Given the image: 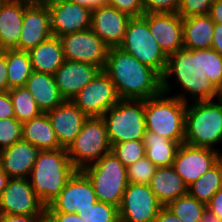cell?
I'll return each mask as SVG.
<instances>
[{
  "label": "cell",
  "mask_w": 222,
  "mask_h": 222,
  "mask_svg": "<svg viewBox=\"0 0 222 222\" xmlns=\"http://www.w3.org/2000/svg\"><path fill=\"white\" fill-rule=\"evenodd\" d=\"M59 38L66 60L93 64L100 70L104 69L109 47L91 28Z\"/></svg>",
  "instance_id": "8fae6325"
},
{
  "label": "cell",
  "mask_w": 222,
  "mask_h": 222,
  "mask_svg": "<svg viewBox=\"0 0 222 222\" xmlns=\"http://www.w3.org/2000/svg\"><path fill=\"white\" fill-rule=\"evenodd\" d=\"M102 118L111 146L130 140H143L146 132L144 100L120 99Z\"/></svg>",
  "instance_id": "52a82bcc"
},
{
  "label": "cell",
  "mask_w": 222,
  "mask_h": 222,
  "mask_svg": "<svg viewBox=\"0 0 222 222\" xmlns=\"http://www.w3.org/2000/svg\"><path fill=\"white\" fill-rule=\"evenodd\" d=\"M222 143V100L187 102L184 143L194 147L214 146Z\"/></svg>",
  "instance_id": "277c9868"
},
{
  "label": "cell",
  "mask_w": 222,
  "mask_h": 222,
  "mask_svg": "<svg viewBox=\"0 0 222 222\" xmlns=\"http://www.w3.org/2000/svg\"><path fill=\"white\" fill-rule=\"evenodd\" d=\"M214 25L208 14L183 18V48H212Z\"/></svg>",
  "instance_id": "4316f807"
},
{
  "label": "cell",
  "mask_w": 222,
  "mask_h": 222,
  "mask_svg": "<svg viewBox=\"0 0 222 222\" xmlns=\"http://www.w3.org/2000/svg\"><path fill=\"white\" fill-rule=\"evenodd\" d=\"M153 222H183L166 206H162Z\"/></svg>",
  "instance_id": "7dc6e473"
},
{
  "label": "cell",
  "mask_w": 222,
  "mask_h": 222,
  "mask_svg": "<svg viewBox=\"0 0 222 222\" xmlns=\"http://www.w3.org/2000/svg\"><path fill=\"white\" fill-rule=\"evenodd\" d=\"M100 69L93 64L66 60L54 73L55 82L65 100H72Z\"/></svg>",
  "instance_id": "44dd1931"
},
{
  "label": "cell",
  "mask_w": 222,
  "mask_h": 222,
  "mask_svg": "<svg viewBox=\"0 0 222 222\" xmlns=\"http://www.w3.org/2000/svg\"><path fill=\"white\" fill-rule=\"evenodd\" d=\"M203 71L219 91L222 89V56L214 49H202Z\"/></svg>",
  "instance_id": "d590c367"
},
{
  "label": "cell",
  "mask_w": 222,
  "mask_h": 222,
  "mask_svg": "<svg viewBox=\"0 0 222 222\" xmlns=\"http://www.w3.org/2000/svg\"><path fill=\"white\" fill-rule=\"evenodd\" d=\"M32 69L35 72L54 73L65 61L62 43L59 37L51 36L46 41L28 51Z\"/></svg>",
  "instance_id": "484cf974"
},
{
  "label": "cell",
  "mask_w": 222,
  "mask_h": 222,
  "mask_svg": "<svg viewBox=\"0 0 222 222\" xmlns=\"http://www.w3.org/2000/svg\"><path fill=\"white\" fill-rule=\"evenodd\" d=\"M40 149L25 140H19L0 151L1 169L10 178H29Z\"/></svg>",
  "instance_id": "7402d4cb"
},
{
  "label": "cell",
  "mask_w": 222,
  "mask_h": 222,
  "mask_svg": "<svg viewBox=\"0 0 222 222\" xmlns=\"http://www.w3.org/2000/svg\"><path fill=\"white\" fill-rule=\"evenodd\" d=\"M85 222H119L118 208L101 201L77 213Z\"/></svg>",
  "instance_id": "e575fe53"
},
{
  "label": "cell",
  "mask_w": 222,
  "mask_h": 222,
  "mask_svg": "<svg viewBox=\"0 0 222 222\" xmlns=\"http://www.w3.org/2000/svg\"><path fill=\"white\" fill-rule=\"evenodd\" d=\"M221 159L222 154L218 150L182 143L176 152L172 166L184 183L189 186Z\"/></svg>",
  "instance_id": "9a60e30c"
},
{
  "label": "cell",
  "mask_w": 222,
  "mask_h": 222,
  "mask_svg": "<svg viewBox=\"0 0 222 222\" xmlns=\"http://www.w3.org/2000/svg\"><path fill=\"white\" fill-rule=\"evenodd\" d=\"M30 2L0 1V50L15 49L19 45L24 9Z\"/></svg>",
  "instance_id": "603a6c76"
},
{
  "label": "cell",
  "mask_w": 222,
  "mask_h": 222,
  "mask_svg": "<svg viewBox=\"0 0 222 222\" xmlns=\"http://www.w3.org/2000/svg\"><path fill=\"white\" fill-rule=\"evenodd\" d=\"M212 49L222 56V24L215 23Z\"/></svg>",
  "instance_id": "c3c4849f"
},
{
  "label": "cell",
  "mask_w": 222,
  "mask_h": 222,
  "mask_svg": "<svg viewBox=\"0 0 222 222\" xmlns=\"http://www.w3.org/2000/svg\"><path fill=\"white\" fill-rule=\"evenodd\" d=\"M149 185L162 206H167L178 197L188 194V186L173 166L156 168Z\"/></svg>",
  "instance_id": "cb8c5ba5"
},
{
  "label": "cell",
  "mask_w": 222,
  "mask_h": 222,
  "mask_svg": "<svg viewBox=\"0 0 222 222\" xmlns=\"http://www.w3.org/2000/svg\"><path fill=\"white\" fill-rule=\"evenodd\" d=\"M174 76V83L182 88L183 93L171 95L181 101L190 100H214L220 98V91L207 80V75L203 71L202 49L190 50L180 49L167 58V66L162 76V92L170 94L172 91L171 83L168 81Z\"/></svg>",
  "instance_id": "7a4b0ae2"
},
{
  "label": "cell",
  "mask_w": 222,
  "mask_h": 222,
  "mask_svg": "<svg viewBox=\"0 0 222 222\" xmlns=\"http://www.w3.org/2000/svg\"><path fill=\"white\" fill-rule=\"evenodd\" d=\"M13 103L15 118L24 123L42 114V111L35 102L25 86L15 87L9 90Z\"/></svg>",
  "instance_id": "1f68e13d"
},
{
  "label": "cell",
  "mask_w": 222,
  "mask_h": 222,
  "mask_svg": "<svg viewBox=\"0 0 222 222\" xmlns=\"http://www.w3.org/2000/svg\"><path fill=\"white\" fill-rule=\"evenodd\" d=\"M119 48L130 53L136 60L154 69L161 77L167 66V56L150 32L148 21L133 17L127 27Z\"/></svg>",
  "instance_id": "9c48e42d"
},
{
  "label": "cell",
  "mask_w": 222,
  "mask_h": 222,
  "mask_svg": "<svg viewBox=\"0 0 222 222\" xmlns=\"http://www.w3.org/2000/svg\"><path fill=\"white\" fill-rule=\"evenodd\" d=\"M207 208L220 219H222V187L213 195Z\"/></svg>",
  "instance_id": "bcb514c9"
},
{
  "label": "cell",
  "mask_w": 222,
  "mask_h": 222,
  "mask_svg": "<svg viewBox=\"0 0 222 222\" xmlns=\"http://www.w3.org/2000/svg\"><path fill=\"white\" fill-rule=\"evenodd\" d=\"M143 17L167 57L183 48V18L178 13H150Z\"/></svg>",
  "instance_id": "ac0fdd59"
},
{
  "label": "cell",
  "mask_w": 222,
  "mask_h": 222,
  "mask_svg": "<svg viewBox=\"0 0 222 222\" xmlns=\"http://www.w3.org/2000/svg\"><path fill=\"white\" fill-rule=\"evenodd\" d=\"M76 170L65 148L41 150L29 179L35 194L47 207L59 196Z\"/></svg>",
  "instance_id": "3957f363"
},
{
  "label": "cell",
  "mask_w": 222,
  "mask_h": 222,
  "mask_svg": "<svg viewBox=\"0 0 222 222\" xmlns=\"http://www.w3.org/2000/svg\"><path fill=\"white\" fill-rule=\"evenodd\" d=\"M199 222H222L218 216L213 214L208 208L203 212L202 219Z\"/></svg>",
  "instance_id": "816d5d0a"
},
{
  "label": "cell",
  "mask_w": 222,
  "mask_h": 222,
  "mask_svg": "<svg viewBox=\"0 0 222 222\" xmlns=\"http://www.w3.org/2000/svg\"><path fill=\"white\" fill-rule=\"evenodd\" d=\"M208 15L214 23L222 24V0H215L212 3Z\"/></svg>",
  "instance_id": "681fc988"
},
{
  "label": "cell",
  "mask_w": 222,
  "mask_h": 222,
  "mask_svg": "<svg viewBox=\"0 0 222 222\" xmlns=\"http://www.w3.org/2000/svg\"><path fill=\"white\" fill-rule=\"evenodd\" d=\"M146 157L158 168L172 166L176 152L180 146L178 142L171 141L156 133L146 131L143 136Z\"/></svg>",
  "instance_id": "f1b7e54d"
},
{
  "label": "cell",
  "mask_w": 222,
  "mask_h": 222,
  "mask_svg": "<svg viewBox=\"0 0 222 222\" xmlns=\"http://www.w3.org/2000/svg\"><path fill=\"white\" fill-rule=\"evenodd\" d=\"M0 222H45V215L0 214Z\"/></svg>",
  "instance_id": "ee69618b"
},
{
  "label": "cell",
  "mask_w": 222,
  "mask_h": 222,
  "mask_svg": "<svg viewBox=\"0 0 222 222\" xmlns=\"http://www.w3.org/2000/svg\"><path fill=\"white\" fill-rule=\"evenodd\" d=\"M23 140L22 123L16 118L0 119V151Z\"/></svg>",
  "instance_id": "74e56055"
},
{
  "label": "cell",
  "mask_w": 222,
  "mask_h": 222,
  "mask_svg": "<svg viewBox=\"0 0 222 222\" xmlns=\"http://www.w3.org/2000/svg\"><path fill=\"white\" fill-rule=\"evenodd\" d=\"M131 18L106 4L92 10L91 29L109 48L119 47Z\"/></svg>",
  "instance_id": "d6986e66"
},
{
  "label": "cell",
  "mask_w": 222,
  "mask_h": 222,
  "mask_svg": "<svg viewBox=\"0 0 222 222\" xmlns=\"http://www.w3.org/2000/svg\"><path fill=\"white\" fill-rule=\"evenodd\" d=\"M45 222H85L77 213H45Z\"/></svg>",
  "instance_id": "7bdbcfd3"
},
{
  "label": "cell",
  "mask_w": 222,
  "mask_h": 222,
  "mask_svg": "<svg viewBox=\"0 0 222 222\" xmlns=\"http://www.w3.org/2000/svg\"><path fill=\"white\" fill-rule=\"evenodd\" d=\"M111 152L126 168L135 161L146 156V149L143 140H130L113 144L111 146Z\"/></svg>",
  "instance_id": "836d02e7"
},
{
  "label": "cell",
  "mask_w": 222,
  "mask_h": 222,
  "mask_svg": "<svg viewBox=\"0 0 222 222\" xmlns=\"http://www.w3.org/2000/svg\"><path fill=\"white\" fill-rule=\"evenodd\" d=\"M120 100L108 75L100 70L71 101L88 117H102Z\"/></svg>",
  "instance_id": "30bf717a"
},
{
  "label": "cell",
  "mask_w": 222,
  "mask_h": 222,
  "mask_svg": "<svg viewBox=\"0 0 222 222\" xmlns=\"http://www.w3.org/2000/svg\"><path fill=\"white\" fill-rule=\"evenodd\" d=\"M161 207L150 185L129 183L118 208L119 222H153Z\"/></svg>",
  "instance_id": "7c38bea8"
},
{
  "label": "cell",
  "mask_w": 222,
  "mask_h": 222,
  "mask_svg": "<svg viewBox=\"0 0 222 222\" xmlns=\"http://www.w3.org/2000/svg\"><path fill=\"white\" fill-rule=\"evenodd\" d=\"M8 91V68L6 54L0 50V92Z\"/></svg>",
  "instance_id": "f6af8a7d"
},
{
  "label": "cell",
  "mask_w": 222,
  "mask_h": 222,
  "mask_svg": "<svg viewBox=\"0 0 222 222\" xmlns=\"http://www.w3.org/2000/svg\"><path fill=\"white\" fill-rule=\"evenodd\" d=\"M25 87L33 96L42 113H47L65 99L57 88L54 75L33 71Z\"/></svg>",
  "instance_id": "d4e9b609"
},
{
  "label": "cell",
  "mask_w": 222,
  "mask_h": 222,
  "mask_svg": "<svg viewBox=\"0 0 222 222\" xmlns=\"http://www.w3.org/2000/svg\"><path fill=\"white\" fill-rule=\"evenodd\" d=\"M181 0H142L144 13H178Z\"/></svg>",
  "instance_id": "ab89813d"
},
{
  "label": "cell",
  "mask_w": 222,
  "mask_h": 222,
  "mask_svg": "<svg viewBox=\"0 0 222 222\" xmlns=\"http://www.w3.org/2000/svg\"><path fill=\"white\" fill-rule=\"evenodd\" d=\"M107 5L115 7L132 18L145 14L142 0H107Z\"/></svg>",
  "instance_id": "60d3db41"
},
{
  "label": "cell",
  "mask_w": 222,
  "mask_h": 222,
  "mask_svg": "<svg viewBox=\"0 0 222 222\" xmlns=\"http://www.w3.org/2000/svg\"><path fill=\"white\" fill-rule=\"evenodd\" d=\"M23 140L40 150H56L62 148L56 138L54 129L47 113H42L22 123Z\"/></svg>",
  "instance_id": "83f0119b"
},
{
  "label": "cell",
  "mask_w": 222,
  "mask_h": 222,
  "mask_svg": "<svg viewBox=\"0 0 222 222\" xmlns=\"http://www.w3.org/2000/svg\"><path fill=\"white\" fill-rule=\"evenodd\" d=\"M156 168L157 167L145 156L127 167L128 182L149 185Z\"/></svg>",
  "instance_id": "8d00e7d4"
},
{
  "label": "cell",
  "mask_w": 222,
  "mask_h": 222,
  "mask_svg": "<svg viewBox=\"0 0 222 222\" xmlns=\"http://www.w3.org/2000/svg\"><path fill=\"white\" fill-rule=\"evenodd\" d=\"M47 115L60 146L65 149L75 140L88 118L71 100H64Z\"/></svg>",
  "instance_id": "ffe728a7"
},
{
  "label": "cell",
  "mask_w": 222,
  "mask_h": 222,
  "mask_svg": "<svg viewBox=\"0 0 222 222\" xmlns=\"http://www.w3.org/2000/svg\"><path fill=\"white\" fill-rule=\"evenodd\" d=\"M23 1H27L30 3H41V2H45L46 0H23Z\"/></svg>",
  "instance_id": "db71d44e"
},
{
  "label": "cell",
  "mask_w": 222,
  "mask_h": 222,
  "mask_svg": "<svg viewBox=\"0 0 222 222\" xmlns=\"http://www.w3.org/2000/svg\"><path fill=\"white\" fill-rule=\"evenodd\" d=\"M66 1L77 3L91 10L107 4V0H66Z\"/></svg>",
  "instance_id": "f907efd6"
},
{
  "label": "cell",
  "mask_w": 222,
  "mask_h": 222,
  "mask_svg": "<svg viewBox=\"0 0 222 222\" xmlns=\"http://www.w3.org/2000/svg\"><path fill=\"white\" fill-rule=\"evenodd\" d=\"M220 99L222 100V89L220 90Z\"/></svg>",
  "instance_id": "11a10c76"
},
{
  "label": "cell",
  "mask_w": 222,
  "mask_h": 222,
  "mask_svg": "<svg viewBox=\"0 0 222 222\" xmlns=\"http://www.w3.org/2000/svg\"><path fill=\"white\" fill-rule=\"evenodd\" d=\"M66 150L77 170H82L110 153L111 144L105 120L102 117L87 118L82 130Z\"/></svg>",
  "instance_id": "ba28073f"
},
{
  "label": "cell",
  "mask_w": 222,
  "mask_h": 222,
  "mask_svg": "<svg viewBox=\"0 0 222 222\" xmlns=\"http://www.w3.org/2000/svg\"><path fill=\"white\" fill-rule=\"evenodd\" d=\"M215 0H181L178 14L182 18L206 15Z\"/></svg>",
  "instance_id": "f35d334b"
},
{
  "label": "cell",
  "mask_w": 222,
  "mask_h": 222,
  "mask_svg": "<svg viewBox=\"0 0 222 222\" xmlns=\"http://www.w3.org/2000/svg\"><path fill=\"white\" fill-rule=\"evenodd\" d=\"M15 118L9 91L0 92V119Z\"/></svg>",
  "instance_id": "b9f144b4"
},
{
  "label": "cell",
  "mask_w": 222,
  "mask_h": 222,
  "mask_svg": "<svg viewBox=\"0 0 222 222\" xmlns=\"http://www.w3.org/2000/svg\"><path fill=\"white\" fill-rule=\"evenodd\" d=\"M10 177L0 168V196L2 195L3 190L7 186Z\"/></svg>",
  "instance_id": "f5cc1de1"
},
{
  "label": "cell",
  "mask_w": 222,
  "mask_h": 222,
  "mask_svg": "<svg viewBox=\"0 0 222 222\" xmlns=\"http://www.w3.org/2000/svg\"><path fill=\"white\" fill-rule=\"evenodd\" d=\"M46 206L35 194L29 178H10L0 196V214L45 215Z\"/></svg>",
  "instance_id": "4fadbf2b"
},
{
  "label": "cell",
  "mask_w": 222,
  "mask_h": 222,
  "mask_svg": "<svg viewBox=\"0 0 222 222\" xmlns=\"http://www.w3.org/2000/svg\"><path fill=\"white\" fill-rule=\"evenodd\" d=\"M81 171L89 178L98 201L119 208L129 182L127 168L112 152Z\"/></svg>",
  "instance_id": "8992f818"
},
{
  "label": "cell",
  "mask_w": 222,
  "mask_h": 222,
  "mask_svg": "<svg viewBox=\"0 0 222 222\" xmlns=\"http://www.w3.org/2000/svg\"><path fill=\"white\" fill-rule=\"evenodd\" d=\"M103 71L114 83L120 99L146 100L162 92V77L119 47L108 49Z\"/></svg>",
  "instance_id": "6da1fadb"
},
{
  "label": "cell",
  "mask_w": 222,
  "mask_h": 222,
  "mask_svg": "<svg viewBox=\"0 0 222 222\" xmlns=\"http://www.w3.org/2000/svg\"><path fill=\"white\" fill-rule=\"evenodd\" d=\"M186 105L164 92L144 100L146 131L184 143Z\"/></svg>",
  "instance_id": "5b68a950"
},
{
  "label": "cell",
  "mask_w": 222,
  "mask_h": 222,
  "mask_svg": "<svg viewBox=\"0 0 222 222\" xmlns=\"http://www.w3.org/2000/svg\"><path fill=\"white\" fill-rule=\"evenodd\" d=\"M8 68V91L15 87L25 86L33 72L28 51L4 49Z\"/></svg>",
  "instance_id": "f546056e"
},
{
  "label": "cell",
  "mask_w": 222,
  "mask_h": 222,
  "mask_svg": "<svg viewBox=\"0 0 222 222\" xmlns=\"http://www.w3.org/2000/svg\"><path fill=\"white\" fill-rule=\"evenodd\" d=\"M166 207L183 222H199L207 205L186 194L173 200Z\"/></svg>",
  "instance_id": "d6a6232c"
},
{
  "label": "cell",
  "mask_w": 222,
  "mask_h": 222,
  "mask_svg": "<svg viewBox=\"0 0 222 222\" xmlns=\"http://www.w3.org/2000/svg\"><path fill=\"white\" fill-rule=\"evenodd\" d=\"M221 187L222 159L188 186V194L207 205Z\"/></svg>",
  "instance_id": "4dcf8cb0"
},
{
  "label": "cell",
  "mask_w": 222,
  "mask_h": 222,
  "mask_svg": "<svg viewBox=\"0 0 222 222\" xmlns=\"http://www.w3.org/2000/svg\"><path fill=\"white\" fill-rule=\"evenodd\" d=\"M51 36L53 34L47 4L45 2L30 3L24 9L19 45L15 49L29 51Z\"/></svg>",
  "instance_id": "e0dca14e"
},
{
  "label": "cell",
  "mask_w": 222,
  "mask_h": 222,
  "mask_svg": "<svg viewBox=\"0 0 222 222\" xmlns=\"http://www.w3.org/2000/svg\"><path fill=\"white\" fill-rule=\"evenodd\" d=\"M45 3L50 11L53 36L62 37L91 28V9L66 0H46Z\"/></svg>",
  "instance_id": "2e32d148"
},
{
  "label": "cell",
  "mask_w": 222,
  "mask_h": 222,
  "mask_svg": "<svg viewBox=\"0 0 222 222\" xmlns=\"http://www.w3.org/2000/svg\"><path fill=\"white\" fill-rule=\"evenodd\" d=\"M97 201L89 178L81 170H76L59 196L46 207V213H79Z\"/></svg>",
  "instance_id": "5bb4252c"
}]
</instances>
